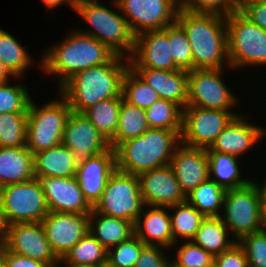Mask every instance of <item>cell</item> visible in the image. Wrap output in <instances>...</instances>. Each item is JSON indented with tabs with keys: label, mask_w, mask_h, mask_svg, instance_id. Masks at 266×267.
<instances>
[{
	"label": "cell",
	"mask_w": 266,
	"mask_h": 267,
	"mask_svg": "<svg viewBox=\"0 0 266 267\" xmlns=\"http://www.w3.org/2000/svg\"><path fill=\"white\" fill-rule=\"evenodd\" d=\"M129 58L115 55L109 62L79 71L65 81L58 92L73 112L83 113L99 101L122 96Z\"/></svg>",
	"instance_id": "6da1fadb"
},
{
	"label": "cell",
	"mask_w": 266,
	"mask_h": 267,
	"mask_svg": "<svg viewBox=\"0 0 266 267\" xmlns=\"http://www.w3.org/2000/svg\"><path fill=\"white\" fill-rule=\"evenodd\" d=\"M45 52L39 69L58 78L57 88L75 73L105 64L116 55L107 45L78 29L68 32L63 40L52 44Z\"/></svg>",
	"instance_id": "7a4b0ae2"
},
{
	"label": "cell",
	"mask_w": 266,
	"mask_h": 267,
	"mask_svg": "<svg viewBox=\"0 0 266 267\" xmlns=\"http://www.w3.org/2000/svg\"><path fill=\"white\" fill-rule=\"evenodd\" d=\"M187 34L193 55V69H224L228 58L226 17L196 13L181 8L176 20Z\"/></svg>",
	"instance_id": "3957f363"
},
{
	"label": "cell",
	"mask_w": 266,
	"mask_h": 267,
	"mask_svg": "<svg viewBox=\"0 0 266 267\" xmlns=\"http://www.w3.org/2000/svg\"><path fill=\"white\" fill-rule=\"evenodd\" d=\"M179 144L180 136L175 131L149 128L142 135L114 148L116 169L138 175L168 165Z\"/></svg>",
	"instance_id": "277c9868"
},
{
	"label": "cell",
	"mask_w": 266,
	"mask_h": 267,
	"mask_svg": "<svg viewBox=\"0 0 266 267\" xmlns=\"http://www.w3.org/2000/svg\"><path fill=\"white\" fill-rule=\"evenodd\" d=\"M107 7L103 3L86 4L74 9L79 17L88 22L90 29L78 30L107 45L117 55L129 58L134 50L135 37L117 3ZM116 11V12H115Z\"/></svg>",
	"instance_id": "5b68a950"
},
{
	"label": "cell",
	"mask_w": 266,
	"mask_h": 267,
	"mask_svg": "<svg viewBox=\"0 0 266 267\" xmlns=\"http://www.w3.org/2000/svg\"><path fill=\"white\" fill-rule=\"evenodd\" d=\"M54 100L41 107L30 100L27 109L26 147L33 153L61 145L66 121L71 113L66 99L57 92Z\"/></svg>",
	"instance_id": "8992f818"
},
{
	"label": "cell",
	"mask_w": 266,
	"mask_h": 267,
	"mask_svg": "<svg viewBox=\"0 0 266 267\" xmlns=\"http://www.w3.org/2000/svg\"><path fill=\"white\" fill-rule=\"evenodd\" d=\"M246 186L226 190L220 218L237 242L245 235L265 227L262 194L253 179Z\"/></svg>",
	"instance_id": "52a82bcc"
},
{
	"label": "cell",
	"mask_w": 266,
	"mask_h": 267,
	"mask_svg": "<svg viewBox=\"0 0 266 267\" xmlns=\"http://www.w3.org/2000/svg\"><path fill=\"white\" fill-rule=\"evenodd\" d=\"M231 69L266 65V31L235 10L226 17Z\"/></svg>",
	"instance_id": "ba28073f"
},
{
	"label": "cell",
	"mask_w": 266,
	"mask_h": 267,
	"mask_svg": "<svg viewBox=\"0 0 266 267\" xmlns=\"http://www.w3.org/2000/svg\"><path fill=\"white\" fill-rule=\"evenodd\" d=\"M144 206L138 176L116 169L92 209L96 213L128 220L134 224Z\"/></svg>",
	"instance_id": "9c48e42d"
},
{
	"label": "cell",
	"mask_w": 266,
	"mask_h": 267,
	"mask_svg": "<svg viewBox=\"0 0 266 267\" xmlns=\"http://www.w3.org/2000/svg\"><path fill=\"white\" fill-rule=\"evenodd\" d=\"M0 206L9 225L41 222L49 213L44 191L35 178L0 187Z\"/></svg>",
	"instance_id": "30bf717a"
},
{
	"label": "cell",
	"mask_w": 266,
	"mask_h": 267,
	"mask_svg": "<svg viewBox=\"0 0 266 267\" xmlns=\"http://www.w3.org/2000/svg\"><path fill=\"white\" fill-rule=\"evenodd\" d=\"M223 74L224 69L189 71L187 106L237 112L235 107L240 102L239 98L228 89Z\"/></svg>",
	"instance_id": "8fae6325"
},
{
	"label": "cell",
	"mask_w": 266,
	"mask_h": 267,
	"mask_svg": "<svg viewBox=\"0 0 266 267\" xmlns=\"http://www.w3.org/2000/svg\"><path fill=\"white\" fill-rule=\"evenodd\" d=\"M238 115L240 113L186 106L183 109L180 143L189 147L209 148Z\"/></svg>",
	"instance_id": "7c38bea8"
},
{
	"label": "cell",
	"mask_w": 266,
	"mask_h": 267,
	"mask_svg": "<svg viewBox=\"0 0 266 267\" xmlns=\"http://www.w3.org/2000/svg\"><path fill=\"white\" fill-rule=\"evenodd\" d=\"M117 4L134 37L175 23L180 9L173 0H118Z\"/></svg>",
	"instance_id": "4fadbf2b"
},
{
	"label": "cell",
	"mask_w": 266,
	"mask_h": 267,
	"mask_svg": "<svg viewBox=\"0 0 266 267\" xmlns=\"http://www.w3.org/2000/svg\"><path fill=\"white\" fill-rule=\"evenodd\" d=\"M41 223L58 259L89 232V214L49 212Z\"/></svg>",
	"instance_id": "5bb4252c"
},
{
	"label": "cell",
	"mask_w": 266,
	"mask_h": 267,
	"mask_svg": "<svg viewBox=\"0 0 266 267\" xmlns=\"http://www.w3.org/2000/svg\"><path fill=\"white\" fill-rule=\"evenodd\" d=\"M34 178L44 191L49 212L79 214H90L92 212V206L84 198L75 176L57 178L46 175H34Z\"/></svg>",
	"instance_id": "9a60e30c"
},
{
	"label": "cell",
	"mask_w": 266,
	"mask_h": 267,
	"mask_svg": "<svg viewBox=\"0 0 266 267\" xmlns=\"http://www.w3.org/2000/svg\"><path fill=\"white\" fill-rule=\"evenodd\" d=\"M61 144L74 153L77 163L110 148L109 142L88 118L83 113L73 111L66 121Z\"/></svg>",
	"instance_id": "2e32d148"
},
{
	"label": "cell",
	"mask_w": 266,
	"mask_h": 267,
	"mask_svg": "<svg viewBox=\"0 0 266 267\" xmlns=\"http://www.w3.org/2000/svg\"><path fill=\"white\" fill-rule=\"evenodd\" d=\"M7 250L57 267L59 259L51 250L41 222L9 225Z\"/></svg>",
	"instance_id": "e0dca14e"
},
{
	"label": "cell",
	"mask_w": 266,
	"mask_h": 267,
	"mask_svg": "<svg viewBox=\"0 0 266 267\" xmlns=\"http://www.w3.org/2000/svg\"><path fill=\"white\" fill-rule=\"evenodd\" d=\"M137 176L145 205L169 208L185 202L186 196L169 164L143 171Z\"/></svg>",
	"instance_id": "ac0fdd59"
},
{
	"label": "cell",
	"mask_w": 266,
	"mask_h": 267,
	"mask_svg": "<svg viewBox=\"0 0 266 267\" xmlns=\"http://www.w3.org/2000/svg\"><path fill=\"white\" fill-rule=\"evenodd\" d=\"M170 51L168 26L161 30L144 32L135 37L134 50L129 57L130 67L179 70Z\"/></svg>",
	"instance_id": "d6986e66"
},
{
	"label": "cell",
	"mask_w": 266,
	"mask_h": 267,
	"mask_svg": "<svg viewBox=\"0 0 266 267\" xmlns=\"http://www.w3.org/2000/svg\"><path fill=\"white\" fill-rule=\"evenodd\" d=\"M264 136H266V130L262 126L246 121L245 116L240 114L224 128L206 150L241 158L253 149L255 144H259L262 138H266Z\"/></svg>",
	"instance_id": "ffe728a7"
},
{
	"label": "cell",
	"mask_w": 266,
	"mask_h": 267,
	"mask_svg": "<svg viewBox=\"0 0 266 267\" xmlns=\"http://www.w3.org/2000/svg\"><path fill=\"white\" fill-rule=\"evenodd\" d=\"M116 170L115 151L112 147L77 163L76 178L84 198L93 207L102 196L106 183Z\"/></svg>",
	"instance_id": "44dd1931"
},
{
	"label": "cell",
	"mask_w": 266,
	"mask_h": 267,
	"mask_svg": "<svg viewBox=\"0 0 266 267\" xmlns=\"http://www.w3.org/2000/svg\"><path fill=\"white\" fill-rule=\"evenodd\" d=\"M169 165L185 196L209 178L206 148L189 147L180 143L175 148Z\"/></svg>",
	"instance_id": "7402d4cb"
},
{
	"label": "cell",
	"mask_w": 266,
	"mask_h": 267,
	"mask_svg": "<svg viewBox=\"0 0 266 267\" xmlns=\"http://www.w3.org/2000/svg\"><path fill=\"white\" fill-rule=\"evenodd\" d=\"M134 234L145 245H159L167 250L173 248L169 208L145 205L134 223Z\"/></svg>",
	"instance_id": "603a6c76"
},
{
	"label": "cell",
	"mask_w": 266,
	"mask_h": 267,
	"mask_svg": "<svg viewBox=\"0 0 266 267\" xmlns=\"http://www.w3.org/2000/svg\"><path fill=\"white\" fill-rule=\"evenodd\" d=\"M152 87L161 99L173 101L183 109L188 101V72L166 71L153 68H132Z\"/></svg>",
	"instance_id": "cb8c5ba5"
},
{
	"label": "cell",
	"mask_w": 266,
	"mask_h": 267,
	"mask_svg": "<svg viewBox=\"0 0 266 267\" xmlns=\"http://www.w3.org/2000/svg\"><path fill=\"white\" fill-rule=\"evenodd\" d=\"M33 178V153L26 146L0 147V187Z\"/></svg>",
	"instance_id": "d4e9b609"
},
{
	"label": "cell",
	"mask_w": 266,
	"mask_h": 267,
	"mask_svg": "<svg viewBox=\"0 0 266 267\" xmlns=\"http://www.w3.org/2000/svg\"><path fill=\"white\" fill-rule=\"evenodd\" d=\"M89 232L106 249H110L134 235L131 221L96 213L89 214Z\"/></svg>",
	"instance_id": "484cf974"
},
{
	"label": "cell",
	"mask_w": 266,
	"mask_h": 267,
	"mask_svg": "<svg viewBox=\"0 0 266 267\" xmlns=\"http://www.w3.org/2000/svg\"><path fill=\"white\" fill-rule=\"evenodd\" d=\"M34 175L51 177L76 176L77 162L74 153L66 146L59 145L33 155Z\"/></svg>",
	"instance_id": "4316f807"
},
{
	"label": "cell",
	"mask_w": 266,
	"mask_h": 267,
	"mask_svg": "<svg viewBox=\"0 0 266 267\" xmlns=\"http://www.w3.org/2000/svg\"><path fill=\"white\" fill-rule=\"evenodd\" d=\"M207 155L209 179L225 190L240 188L252 181L241 175L240 158L221 152H207Z\"/></svg>",
	"instance_id": "83f0119b"
},
{
	"label": "cell",
	"mask_w": 266,
	"mask_h": 267,
	"mask_svg": "<svg viewBox=\"0 0 266 267\" xmlns=\"http://www.w3.org/2000/svg\"><path fill=\"white\" fill-rule=\"evenodd\" d=\"M220 217H206L191 240L213 256L229 250L237 241Z\"/></svg>",
	"instance_id": "f1b7e54d"
},
{
	"label": "cell",
	"mask_w": 266,
	"mask_h": 267,
	"mask_svg": "<svg viewBox=\"0 0 266 267\" xmlns=\"http://www.w3.org/2000/svg\"><path fill=\"white\" fill-rule=\"evenodd\" d=\"M149 128L145 109L129 104L121 96L118 126L109 145L114 149L119 143L136 138Z\"/></svg>",
	"instance_id": "f546056e"
},
{
	"label": "cell",
	"mask_w": 266,
	"mask_h": 267,
	"mask_svg": "<svg viewBox=\"0 0 266 267\" xmlns=\"http://www.w3.org/2000/svg\"><path fill=\"white\" fill-rule=\"evenodd\" d=\"M28 52L16 37L0 28V59L14 77L21 79L33 67L34 59Z\"/></svg>",
	"instance_id": "4dcf8cb0"
},
{
	"label": "cell",
	"mask_w": 266,
	"mask_h": 267,
	"mask_svg": "<svg viewBox=\"0 0 266 267\" xmlns=\"http://www.w3.org/2000/svg\"><path fill=\"white\" fill-rule=\"evenodd\" d=\"M226 190L207 179L186 195V202L205 217H220Z\"/></svg>",
	"instance_id": "1f68e13d"
},
{
	"label": "cell",
	"mask_w": 266,
	"mask_h": 267,
	"mask_svg": "<svg viewBox=\"0 0 266 267\" xmlns=\"http://www.w3.org/2000/svg\"><path fill=\"white\" fill-rule=\"evenodd\" d=\"M169 210L174 248L181 242L178 240L191 241L206 217L186 201L169 207Z\"/></svg>",
	"instance_id": "d6a6232c"
},
{
	"label": "cell",
	"mask_w": 266,
	"mask_h": 267,
	"mask_svg": "<svg viewBox=\"0 0 266 267\" xmlns=\"http://www.w3.org/2000/svg\"><path fill=\"white\" fill-rule=\"evenodd\" d=\"M121 96L99 101L86 109L83 114L96 129L110 142L118 126Z\"/></svg>",
	"instance_id": "836d02e7"
},
{
	"label": "cell",
	"mask_w": 266,
	"mask_h": 267,
	"mask_svg": "<svg viewBox=\"0 0 266 267\" xmlns=\"http://www.w3.org/2000/svg\"><path fill=\"white\" fill-rule=\"evenodd\" d=\"M145 113L150 128L173 130L181 135L183 108L177 103L160 98Z\"/></svg>",
	"instance_id": "e575fe53"
},
{
	"label": "cell",
	"mask_w": 266,
	"mask_h": 267,
	"mask_svg": "<svg viewBox=\"0 0 266 267\" xmlns=\"http://www.w3.org/2000/svg\"><path fill=\"white\" fill-rule=\"evenodd\" d=\"M59 263L101 267L107 263V250L88 232L63 258L59 259Z\"/></svg>",
	"instance_id": "d590c367"
},
{
	"label": "cell",
	"mask_w": 266,
	"mask_h": 267,
	"mask_svg": "<svg viewBox=\"0 0 266 267\" xmlns=\"http://www.w3.org/2000/svg\"><path fill=\"white\" fill-rule=\"evenodd\" d=\"M122 96L129 104L141 109L149 108L160 99L158 93L131 67L128 68L123 79Z\"/></svg>",
	"instance_id": "8d00e7d4"
},
{
	"label": "cell",
	"mask_w": 266,
	"mask_h": 267,
	"mask_svg": "<svg viewBox=\"0 0 266 267\" xmlns=\"http://www.w3.org/2000/svg\"><path fill=\"white\" fill-rule=\"evenodd\" d=\"M27 112L0 114V147L26 146Z\"/></svg>",
	"instance_id": "74e56055"
},
{
	"label": "cell",
	"mask_w": 266,
	"mask_h": 267,
	"mask_svg": "<svg viewBox=\"0 0 266 267\" xmlns=\"http://www.w3.org/2000/svg\"><path fill=\"white\" fill-rule=\"evenodd\" d=\"M168 38L170 42L171 56L175 66L179 70H193V55L187 34L176 21L168 26Z\"/></svg>",
	"instance_id": "f35d334b"
},
{
	"label": "cell",
	"mask_w": 266,
	"mask_h": 267,
	"mask_svg": "<svg viewBox=\"0 0 266 267\" xmlns=\"http://www.w3.org/2000/svg\"><path fill=\"white\" fill-rule=\"evenodd\" d=\"M10 81L0 84V114L7 112H27L32 99L28 88L23 83L9 84Z\"/></svg>",
	"instance_id": "ab89813d"
},
{
	"label": "cell",
	"mask_w": 266,
	"mask_h": 267,
	"mask_svg": "<svg viewBox=\"0 0 266 267\" xmlns=\"http://www.w3.org/2000/svg\"><path fill=\"white\" fill-rule=\"evenodd\" d=\"M145 244L134 234L107 250V263L113 267H134Z\"/></svg>",
	"instance_id": "60d3db41"
},
{
	"label": "cell",
	"mask_w": 266,
	"mask_h": 267,
	"mask_svg": "<svg viewBox=\"0 0 266 267\" xmlns=\"http://www.w3.org/2000/svg\"><path fill=\"white\" fill-rule=\"evenodd\" d=\"M176 250L171 260L176 267H214V256L192 241H182Z\"/></svg>",
	"instance_id": "b9f144b4"
},
{
	"label": "cell",
	"mask_w": 266,
	"mask_h": 267,
	"mask_svg": "<svg viewBox=\"0 0 266 267\" xmlns=\"http://www.w3.org/2000/svg\"><path fill=\"white\" fill-rule=\"evenodd\" d=\"M238 244L245 251L248 266L266 267V227L243 236Z\"/></svg>",
	"instance_id": "7bdbcfd3"
},
{
	"label": "cell",
	"mask_w": 266,
	"mask_h": 267,
	"mask_svg": "<svg viewBox=\"0 0 266 267\" xmlns=\"http://www.w3.org/2000/svg\"><path fill=\"white\" fill-rule=\"evenodd\" d=\"M185 9L196 13L229 16L236 9V0H192Z\"/></svg>",
	"instance_id": "ee69618b"
},
{
	"label": "cell",
	"mask_w": 266,
	"mask_h": 267,
	"mask_svg": "<svg viewBox=\"0 0 266 267\" xmlns=\"http://www.w3.org/2000/svg\"><path fill=\"white\" fill-rule=\"evenodd\" d=\"M166 249L159 245H145L134 267H170L172 261L166 255Z\"/></svg>",
	"instance_id": "f6af8a7d"
},
{
	"label": "cell",
	"mask_w": 266,
	"mask_h": 267,
	"mask_svg": "<svg viewBox=\"0 0 266 267\" xmlns=\"http://www.w3.org/2000/svg\"><path fill=\"white\" fill-rule=\"evenodd\" d=\"M244 249L235 243L229 250L214 256V267H247Z\"/></svg>",
	"instance_id": "bcb514c9"
},
{
	"label": "cell",
	"mask_w": 266,
	"mask_h": 267,
	"mask_svg": "<svg viewBox=\"0 0 266 267\" xmlns=\"http://www.w3.org/2000/svg\"><path fill=\"white\" fill-rule=\"evenodd\" d=\"M247 19L266 31V1L250 5H236Z\"/></svg>",
	"instance_id": "7dc6e473"
},
{
	"label": "cell",
	"mask_w": 266,
	"mask_h": 267,
	"mask_svg": "<svg viewBox=\"0 0 266 267\" xmlns=\"http://www.w3.org/2000/svg\"><path fill=\"white\" fill-rule=\"evenodd\" d=\"M4 259L7 267H53L49 263L21 256L8 250L5 252Z\"/></svg>",
	"instance_id": "c3c4849f"
},
{
	"label": "cell",
	"mask_w": 266,
	"mask_h": 267,
	"mask_svg": "<svg viewBox=\"0 0 266 267\" xmlns=\"http://www.w3.org/2000/svg\"><path fill=\"white\" fill-rule=\"evenodd\" d=\"M8 230H9V223L0 206V240L7 241Z\"/></svg>",
	"instance_id": "681fc988"
},
{
	"label": "cell",
	"mask_w": 266,
	"mask_h": 267,
	"mask_svg": "<svg viewBox=\"0 0 266 267\" xmlns=\"http://www.w3.org/2000/svg\"><path fill=\"white\" fill-rule=\"evenodd\" d=\"M42 2H44L46 9H48L47 11H49V9L54 10L61 4H66L70 6L71 9L74 11L72 0H42Z\"/></svg>",
	"instance_id": "f907efd6"
},
{
	"label": "cell",
	"mask_w": 266,
	"mask_h": 267,
	"mask_svg": "<svg viewBox=\"0 0 266 267\" xmlns=\"http://www.w3.org/2000/svg\"><path fill=\"white\" fill-rule=\"evenodd\" d=\"M11 77H13L15 80H18V77H14L0 59V84L10 81Z\"/></svg>",
	"instance_id": "816d5d0a"
},
{
	"label": "cell",
	"mask_w": 266,
	"mask_h": 267,
	"mask_svg": "<svg viewBox=\"0 0 266 267\" xmlns=\"http://www.w3.org/2000/svg\"><path fill=\"white\" fill-rule=\"evenodd\" d=\"M257 184L262 194L263 221L266 227V178L263 184L262 183L260 184L258 181H257Z\"/></svg>",
	"instance_id": "f5cc1de1"
},
{
	"label": "cell",
	"mask_w": 266,
	"mask_h": 267,
	"mask_svg": "<svg viewBox=\"0 0 266 267\" xmlns=\"http://www.w3.org/2000/svg\"><path fill=\"white\" fill-rule=\"evenodd\" d=\"M101 0H72V4L74 9L78 6L86 5V4H100ZM118 0H113L111 3H117Z\"/></svg>",
	"instance_id": "db71d44e"
},
{
	"label": "cell",
	"mask_w": 266,
	"mask_h": 267,
	"mask_svg": "<svg viewBox=\"0 0 266 267\" xmlns=\"http://www.w3.org/2000/svg\"><path fill=\"white\" fill-rule=\"evenodd\" d=\"M266 0H236V5H250L256 3H262Z\"/></svg>",
	"instance_id": "11a10c76"
},
{
	"label": "cell",
	"mask_w": 266,
	"mask_h": 267,
	"mask_svg": "<svg viewBox=\"0 0 266 267\" xmlns=\"http://www.w3.org/2000/svg\"><path fill=\"white\" fill-rule=\"evenodd\" d=\"M6 250H7L6 241L0 240V261L4 259Z\"/></svg>",
	"instance_id": "9f6ffc18"
},
{
	"label": "cell",
	"mask_w": 266,
	"mask_h": 267,
	"mask_svg": "<svg viewBox=\"0 0 266 267\" xmlns=\"http://www.w3.org/2000/svg\"><path fill=\"white\" fill-rule=\"evenodd\" d=\"M192 0H173V2L181 9L185 8Z\"/></svg>",
	"instance_id": "6f0895ef"
},
{
	"label": "cell",
	"mask_w": 266,
	"mask_h": 267,
	"mask_svg": "<svg viewBox=\"0 0 266 267\" xmlns=\"http://www.w3.org/2000/svg\"><path fill=\"white\" fill-rule=\"evenodd\" d=\"M62 264V265H61ZM66 264V265H65ZM65 266V267H94V266H88V265H78V264H71V263H58L57 267L60 266Z\"/></svg>",
	"instance_id": "680465c9"
},
{
	"label": "cell",
	"mask_w": 266,
	"mask_h": 267,
	"mask_svg": "<svg viewBox=\"0 0 266 267\" xmlns=\"http://www.w3.org/2000/svg\"><path fill=\"white\" fill-rule=\"evenodd\" d=\"M0 267H7L5 263V259L0 261Z\"/></svg>",
	"instance_id": "91938a15"
},
{
	"label": "cell",
	"mask_w": 266,
	"mask_h": 267,
	"mask_svg": "<svg viewBox=\"0 0 266 267\" xmlns=\"http://www.w3.org/2000/svg\"><path fill=\"white\" fill-rule=\"evenodd\" d=\"M101 267H113V266H111L110 264H108V263H105L104 265H102Z\"/></svg>",
	"instance_id": "94428289"
}]
</instances>
